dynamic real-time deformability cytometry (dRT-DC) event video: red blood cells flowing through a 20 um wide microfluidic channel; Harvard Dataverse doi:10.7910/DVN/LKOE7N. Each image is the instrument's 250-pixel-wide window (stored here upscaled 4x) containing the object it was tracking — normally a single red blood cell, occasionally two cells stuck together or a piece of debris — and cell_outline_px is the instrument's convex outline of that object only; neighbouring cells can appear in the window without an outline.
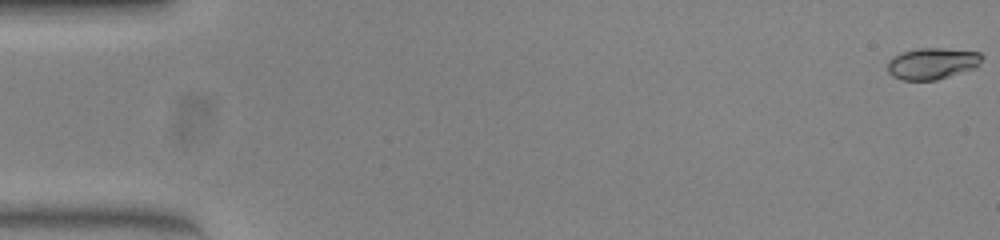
{"species": "common noctule bat (a hibernating species)", "species_latin": "Nyctalus noctula", "temperature_condition": "warm", "stored_images_in_passage": 54, "camera_frame_rate_fps": 3000, "um_per_image_px": 0.085, "animal": {"sex": "female", "body_mass_g": 23.0, "forearm_length_mm": 53.4}, "frame": {"image": 1, "passage_image": 1, "time_ms": 0.0, "image_size_px": [1000, 240], "cell_outline_px": [[984, 56], [976, 64], [968, 68], [936, 80], [904, 80], [888, 72], [888, 64], [896, 56], [904, 52], [924, 48], [936, 48], [980, 52]], "centroid_in_image_um": [79.21, 5.39], "position_along_channel_um": 5.8, "area_um2": 16.24}}
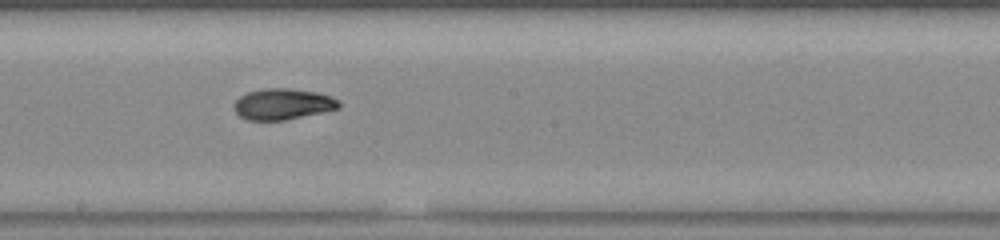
{"frame": {"image": 2, "passage_image": 30, "time_ms": 9.667, "image_size_px": [1000, 240], "cell_outline_px": [[340, 108], [284, 120], [248, 120], [240, 116], [236, 112], [236, 100], [240, 96], [248, 92], [268, 88], [288, 88], [316, 92], [328, 96], [336, 100], [340, 104]], "centroid_in_image_um": [24.03, 8.85], "position_along_channel_um": 224.2, "area_um2": 18.5}}
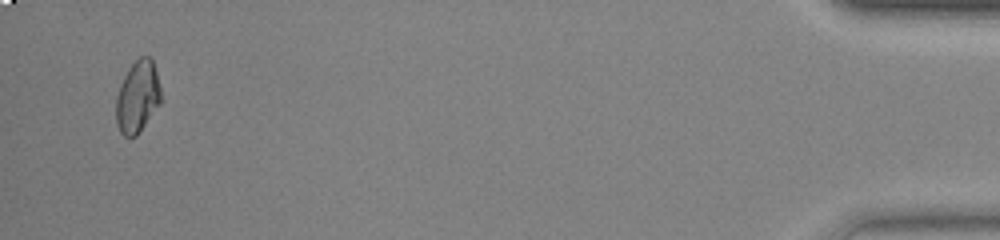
{"frame": {"image": 3, "passage_image": 52, "time_ms": 17.0, "image_size_px": [1000, 240], "cell_outline_px": [[160, 104], [136, 136], [124, 136], [120, 132], [116, 124], [116, 100], [120, 84], [128, 68], [140, 56], [148, 56], [152, 60], [156, 72], [160, 88]], "centroid_in_image_um": [11.68, 8.23], "position_along_channel_um": 423.5, "area_um2": 18.61}, "authors_computed_cell_mechanics": {"area_um2": 18.0625, "velocity_mm_per_s": 3.8964, "shape_relaxation_time_tau1_ms": 3.9665, "shape_relaxation_time_tau2_ms": 2.4309, "deformation_change_tau1": 0.1793, "deformation_change_tau2": 0.0441}}